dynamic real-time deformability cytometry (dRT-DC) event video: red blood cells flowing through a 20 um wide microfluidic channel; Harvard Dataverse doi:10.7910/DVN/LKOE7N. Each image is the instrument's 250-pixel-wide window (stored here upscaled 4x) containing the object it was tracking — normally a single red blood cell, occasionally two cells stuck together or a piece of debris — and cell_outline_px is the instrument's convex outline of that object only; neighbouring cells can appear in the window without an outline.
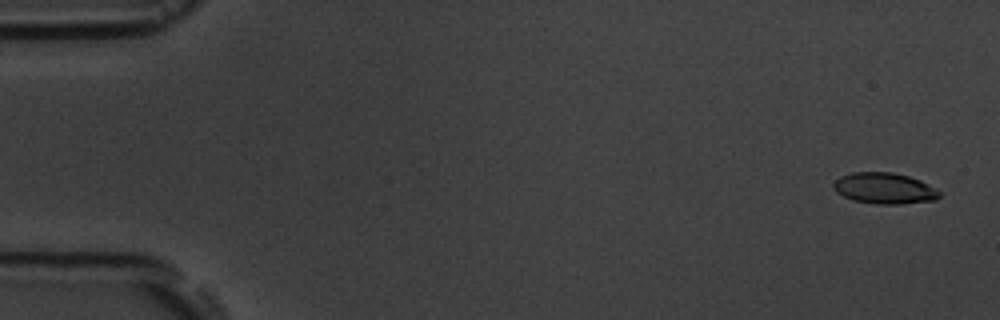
{"species": "common noctule bat (a hibernating species)", "species_latin": "Nyctalus noctula", "temperature_condition": "room temperature", "stored_images_in_passage": 5, "camera_frame_rate_fps": 3000, "um_per_image_px": 0.085, "animal": {"sex": "male", "body_mass_g": 19.5, "forearm_length_mm": 54.6}, "frame": {"image": 1, "passage_image": 1, "time_ms": 0.0, "image_size_px": [1000, 320], "cell_outline_px": [[940, 196], [936, 200], [900, 204], [876, 204], [852, 200], [836, 192], [832, 188], [832, 184], [840, 176], [852, 172], [892, 172], [908, 176], [920, 180], [940, 192]], "centroid_in_image_um": [75.14, 16.01], "position_along_channel_um": 9.9, "area_um2": 19.19}}
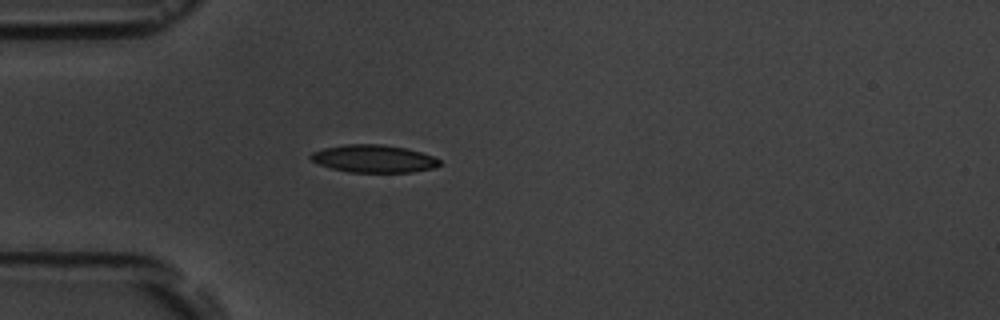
{"frame": {"image": 2, "passage_image": 5, "time_ms": 4.667, "image_size_px": [1000, 320], "cell_outline_px": [[444, 164], [436, 168], [412, 172], [348, 172], [332, 168], [320, 164], [312, 160], [308, 156], [312, 152], [324, 148], [344, 144], [380, 144], [404, 148], [420, 152], [432, 156], [440, 160]], "centroid_in_image_um": [31.8, 13.49], "position_along_channel_um": 53.2, "area_um2": 20.75}}